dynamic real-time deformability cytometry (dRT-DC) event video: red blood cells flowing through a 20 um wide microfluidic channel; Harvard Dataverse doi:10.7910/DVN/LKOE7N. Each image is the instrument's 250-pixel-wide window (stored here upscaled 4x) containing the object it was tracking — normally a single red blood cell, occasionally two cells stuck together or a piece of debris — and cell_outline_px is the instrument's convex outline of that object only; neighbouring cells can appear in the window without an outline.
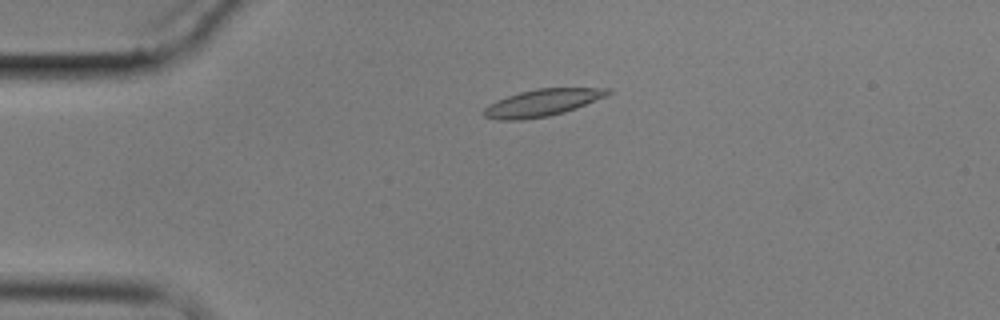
{"species": "common noctule bat (a hibernating species)", "species_latin": "Nyctalus noctula", "temperature_condition": "cold", "stored_images_in_passage": 14, "camera_frame_rate_fps": 3000, "um_per_image_px": 0.085, "animal": {"sex": "male", "body_mass_g": 17.9}, "frame": {"image": 1, "passage_image": 4, "time_ms": 4.333, "image_size_px": [1000, 320], "cell_outline_px": [[612, 92], [608, 96], [576, 108], [564, 112], [548, 116], [520, 120], [500, 120], [484, 116], [484, 108], [488, 104], [496, 100], [520, 92], [536, 88], [612, 88]], "centroid_in_image_um": [46.13, 8.72], "position_along_channel_um": 38.9, "area_um2": 19.54}}
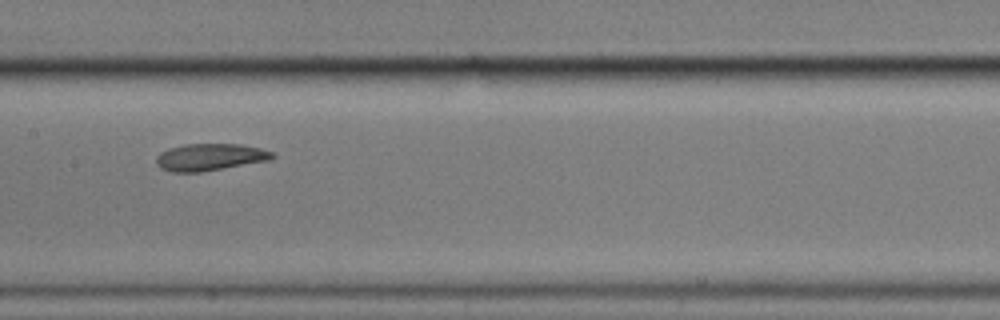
{"frame": {"image": 2, "passage_image": 8, "time_ms": 9.667, "image_size_px": [1000, 320], "cell_outline_px": [[276, 156], [272, 160], [200, 172], [172, 172], [160, 168], [156, 164], [156, 156], [160, 152], [168, 148], [184, 144], [240, 144], [260, 148], [276, 152]], "centroid_in_image_um": [17.87, 13.35], "position_along_channel_um": 189.5, "area_um2": 18.55}}
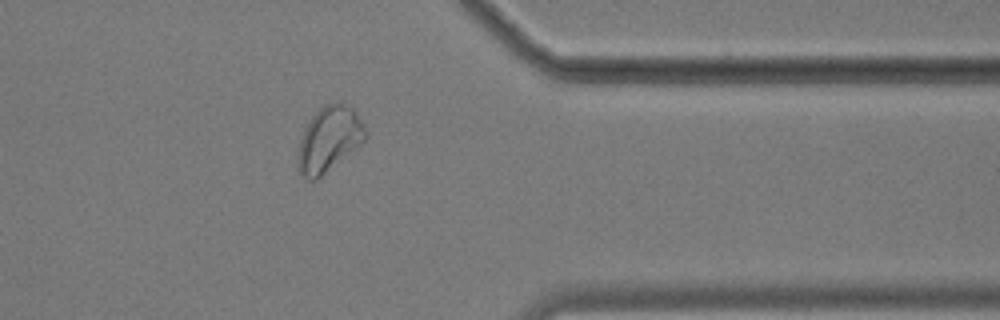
{"frame": {"image": 3, "passage_image": 13, "time_ms": 15.667, "image_size_px": [1000, 320], "cell_outline_px": [[368, 136], [360, 144], [316, 180], [308, 180], [300, 172], [300, 140], [304, 128], [312, 116], [324, 104], [340, 100], [348, 104], [356, 112], [368, 132]], "centroid_in_image_um": [28.01, 11.76], "position_along_channel_um": 383.4, "area_um2": 25.2}, "authors_computed_cell_mechanics": {"area_um2": 18.9006, "velocity_mm_per_s": 3.4309, "shape_relaxation_time_tau1_ms": null, "shape_relaxation_time_tau2_ms": 3.4585, "deformation_change_tau1": null, "deformation_change_tau2": 0.0884}}